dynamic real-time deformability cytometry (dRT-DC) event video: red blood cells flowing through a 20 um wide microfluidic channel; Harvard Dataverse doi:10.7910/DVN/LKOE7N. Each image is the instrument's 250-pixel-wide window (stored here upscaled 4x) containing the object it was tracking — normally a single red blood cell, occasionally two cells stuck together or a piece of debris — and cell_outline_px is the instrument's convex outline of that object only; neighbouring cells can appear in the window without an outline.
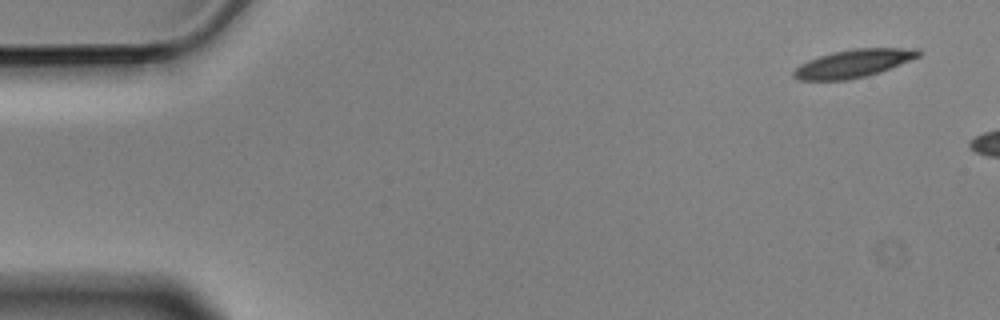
{"species": "Egyptian fruit bat (a non-hibernating species)", "species_latin": "Rousettus aegyptiacus", "temperature_condition": "cold", "stored_images_in_passage": 4, "camera_frame_rate_fps": 3000, "um_per_image_px": 0.085, "animal": {"sex": "male"}, "frame": {"image": 1, "passage_image": 1, "time_ms": 0.0, "image_size_px": [1000, 320], "cell_outline_px": [[920, 56], [880, 72], [868, 76], [848, 80], [800, 80], [792, 76], [792, 72], [800, 64], [808, 60], [832, 52], [852, 48], [920, 48]], "centroid_in_image_um": [72.54, 5.39], "position_along_channel_um": 12.5, "area_um2": 20.4}}